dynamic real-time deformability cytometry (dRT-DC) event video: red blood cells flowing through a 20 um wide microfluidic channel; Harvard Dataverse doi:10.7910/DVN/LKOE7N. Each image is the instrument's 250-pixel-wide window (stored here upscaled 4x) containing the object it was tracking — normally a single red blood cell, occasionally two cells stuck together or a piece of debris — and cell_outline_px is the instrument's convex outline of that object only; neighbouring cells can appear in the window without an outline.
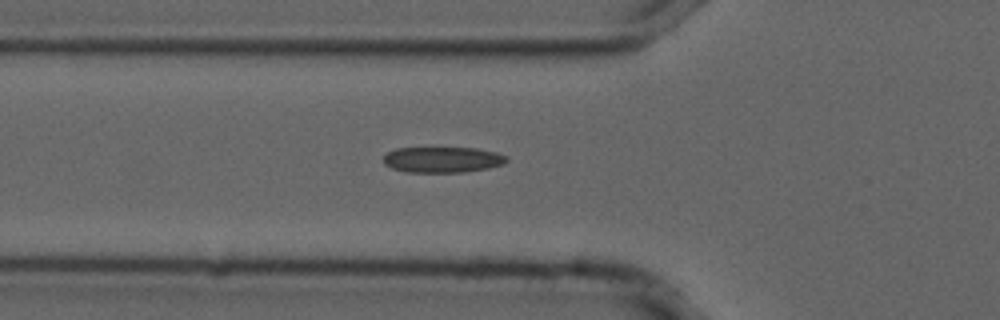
{"species": "common noctule bat (a hibernating species)", "species_latin": "Nyctalus noctula", "temperature_condition": "cold", "stored_images_in_passage": 39, "camera_frame_rate_fps": 3000, "um_per_image_px": 0.085, "animal": {"sex": "male", "forearm_length_mm": 52.5}, "frame": {"image": 1, "passage_image": 3, "time_ms": 0.667, "image_size_px": [1000, 320], "cell_outline_px": [[508, 160], [504, 164], [488, 168], [464, 172], [408, 172], [392, 168], [384, 164], [384, 156], [388, 152], [396, 148], [476, 148], [496, 152], [508, 156]], "centroid_in_image_um": [37.64, 13.57], "position_along_channel_um": 88.2, "area_um2": 18.5}}
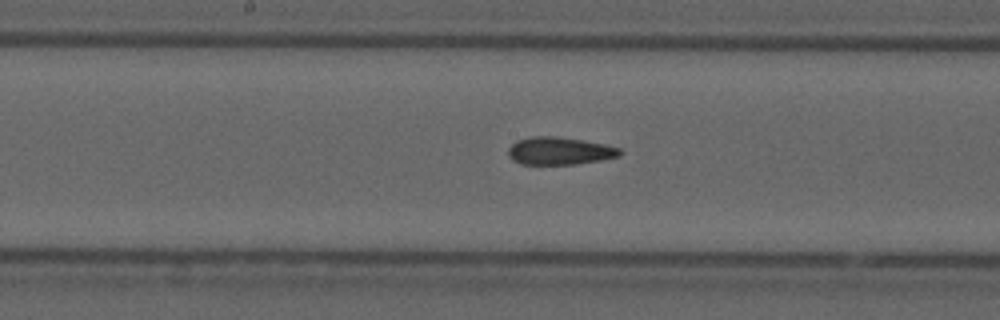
{"frame": {"image": 2, "passage_image": 12, "time_ms": 3.667, "image_size_px": [1000, 320], "cell_outline_px": [[624, 152], [620, 156], [600, 160], [576, 164], [520, 164], [512, 160], [508, 156], [508, 148], [516, 140], [532, 136], [556, 136], [604, 144], [620, 148]], "centroid_in_image_um": [47.54, 12.83], "position_along_channel_um": 200.7, "area_um2": 18.03}}
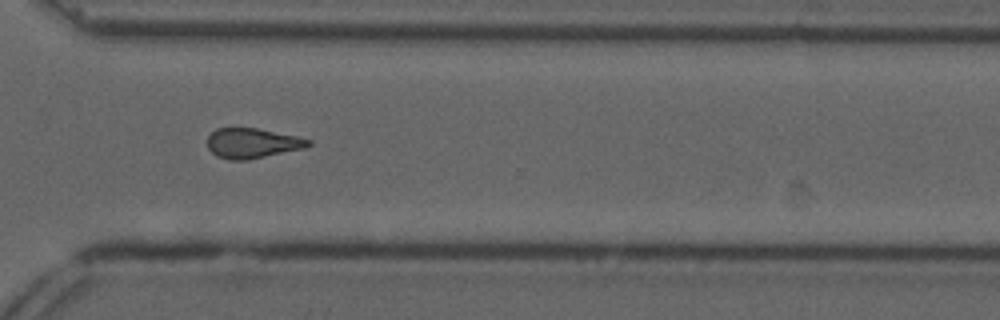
{"frame": {"image": 3, "passage_image": 24, "time_ms": 7.667, "image_size_px": [1000, 320], "cell_outline_px": [[312, 144], [304, 148], [248, 160], [228, 160], [216, 156], [208, 148], [208, 136], [216, 128], [256, 128], [296, 136], [312, 140]], "centroid_in_image_um": [21.44, 12.18], "position_along_channel_um": 349.2, "area_um2": 17.63}}